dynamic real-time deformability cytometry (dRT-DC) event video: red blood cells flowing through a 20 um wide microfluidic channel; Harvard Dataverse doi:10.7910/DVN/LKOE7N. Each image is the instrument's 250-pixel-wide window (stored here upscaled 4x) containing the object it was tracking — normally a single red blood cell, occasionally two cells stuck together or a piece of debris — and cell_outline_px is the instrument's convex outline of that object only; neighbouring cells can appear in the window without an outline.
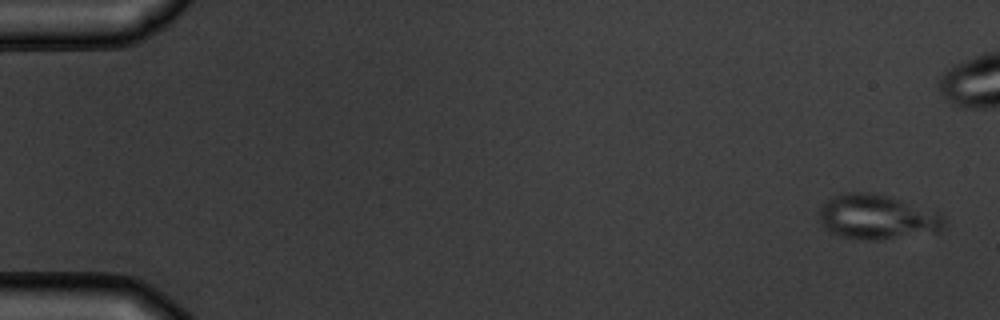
{"species": "common noctule bat (a hibernating species)", "species_latin": "Nyctalus noctula", "temperature_condition": "warm", "stored_images_in_passage": 6, "camera_frame_rate_fps": 3000, "um_per_image_px": 0.085, "animal": {"sex": "male", "body_mass_g": 19.5, "forearm_length_mm": 54.6}, "frame": {"image": 1, "passage_image": 1, "time_ms": 0.0, "image_size_px": [1000, 320], "cell_outline_px": [[948, 224], [944, 228], [936, 232], [872, 240], [868, 240], [840, 236], [832, 232], [820, 220], [820, 208], [832, 196], [844, 192], [868, 192], [892, 196], [936, 212], [944, 216], [948, 220]], "centroid_in_image_um": [74.61, 18.42], "position_along_channel_um": 10.4, "area_um2": 32.37}}